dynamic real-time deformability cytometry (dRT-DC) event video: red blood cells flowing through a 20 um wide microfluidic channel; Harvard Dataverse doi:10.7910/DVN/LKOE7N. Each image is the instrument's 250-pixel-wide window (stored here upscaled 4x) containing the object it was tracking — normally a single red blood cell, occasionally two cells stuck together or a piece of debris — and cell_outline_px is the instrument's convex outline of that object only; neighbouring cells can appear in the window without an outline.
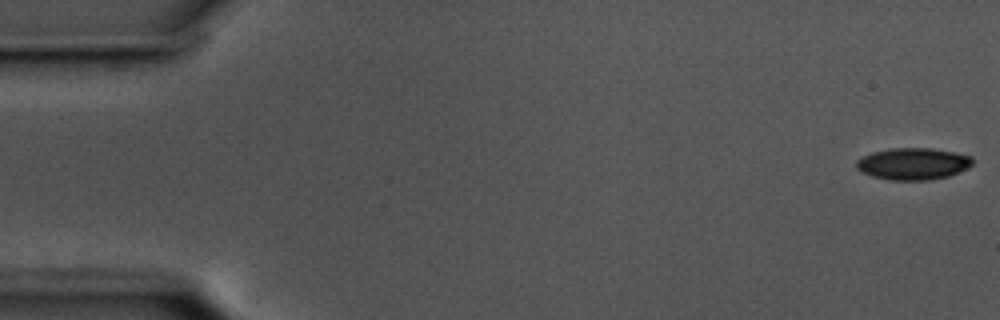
{"species": "common noctule bat (a hibernating species)", "species_latin": "Nyctalus noctula", "temperature_condition": "cold", "stored_images_in_passage": 4, "camera_frame_rate_fps": 3000, "um_per_image_px": 0.085, "animal": {"sex": "male", "body_mass_g": 17.5, "forearm_length_mm": 52.3}, "frame": {"image": 1, "passage_image": 1, "time_ms": 0.0, "image_size_px": [1000, 320], "cell_outline_px": [[972, 164], [968, 168], [948, 176], [928, 180], [892, 180], [872, 176], [856, 168], [856, 160], [860, 156], [872, 152], [892, 148], [932, 148], [956, 152], [972, 156]], "centroid_in_image_um": [77.61, 13.91], "position_along_channel_um": 7.4, "area_um2": 21.62}}